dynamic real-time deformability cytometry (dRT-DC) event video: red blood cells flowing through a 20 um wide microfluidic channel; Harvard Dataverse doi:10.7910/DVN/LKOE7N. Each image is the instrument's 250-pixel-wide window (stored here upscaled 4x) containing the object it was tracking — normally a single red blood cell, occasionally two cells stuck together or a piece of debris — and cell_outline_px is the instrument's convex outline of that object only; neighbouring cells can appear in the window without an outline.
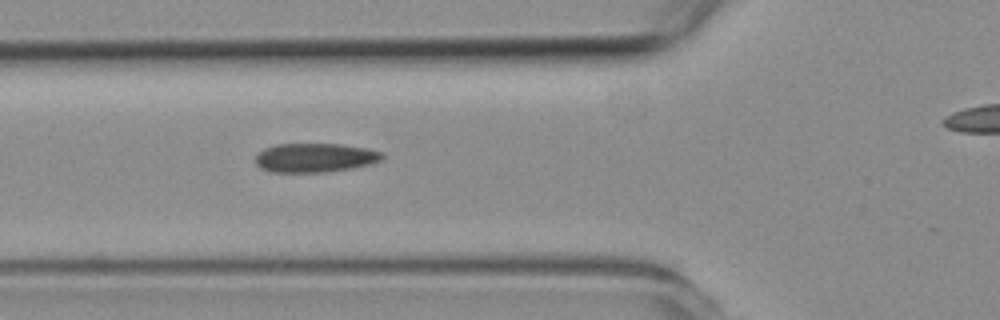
{"species": "common noctule bat (a hibernating species)", "species_latin": "Nyctalus noctula", "temperature_condition": "room temperature", "stored_images_in_passage": 3, "camera_frame_rate_fps": 3000, "um_per_image_px": 0.085, "animal": {"sex": "female", "body_mass_g": 19.3, "forearm_length_mm": 54.1}, "frame": {"image": 1, "passage_image": 3, "time_ms": 2.333, "image_size_px": [1000, 320], "cell_outline_px": [[384, 156], [380, 160], [372, 164], [352, 168], [324, 172], [272, 172], [260, 168], [256, 164], [256, 156], [264, 148], [276, 144], [340, 144], [368, 148], [380, 152]], "centroid_in_image_um": [26.77, 13.4], "position_along_channel_um": 99.0, "area_um2": 21.44}}